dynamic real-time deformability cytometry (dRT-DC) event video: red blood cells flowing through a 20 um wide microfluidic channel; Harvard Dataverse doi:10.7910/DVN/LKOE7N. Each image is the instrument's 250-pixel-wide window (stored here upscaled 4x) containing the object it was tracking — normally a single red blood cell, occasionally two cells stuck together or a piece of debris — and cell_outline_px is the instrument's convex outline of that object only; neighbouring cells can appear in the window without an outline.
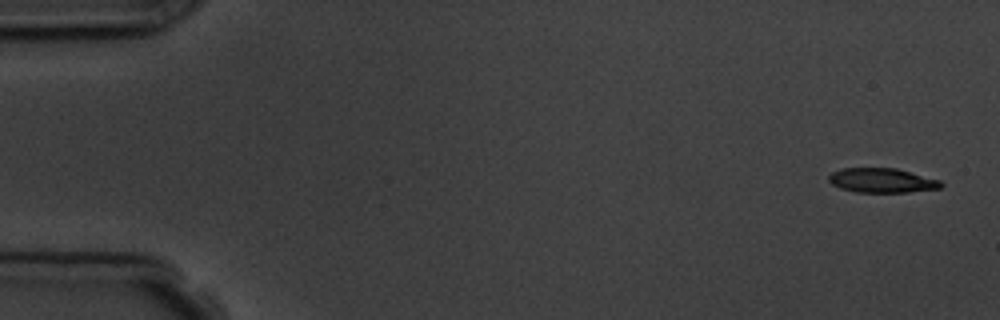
{"species": "common noctule bat (a hibernating species)", "species_latin": "Nyctalus noctula", "temperature_condition": "room temperature", "stored_images_in_passage": 5, "camera_frame_rate_fps": 3000, "um_per_image_px": 0.085, "animal": {"sex": "male", "body_mass_g": 19.5, "forearm_length_mm": 54.6}, "frame": {"image": 1, "passage_image": 1, "time_ms": 0.0, "image_size_px": [1000, 320], "cell_outline_px": [[944, 184], [940, 188], [908, 192], [856, 192], [840, 188], [832, 184], [828, 180], [828, 176], [832, 172], [844, 168], [896, 168], [940, 180]], "centroid_in_image_um": [74.96, 15.34], "position_along_channel_um": 10.0, "area_um2": 15.95}}
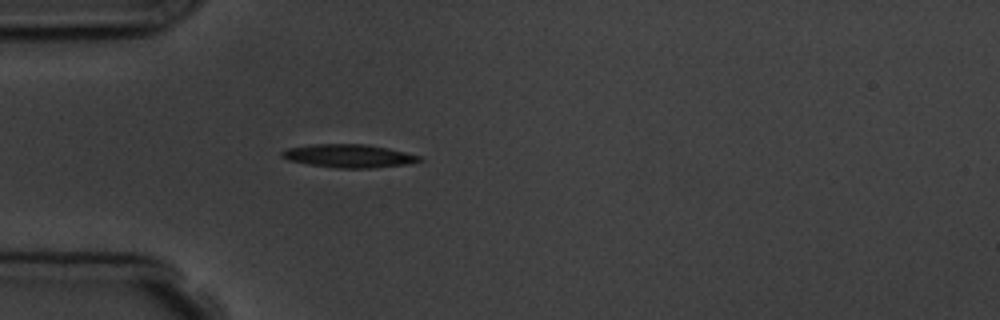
{"frame": {"image": 2, "passage_image": 5, "time_ms": 4.667, "image_size_px": [1000, 320], "cell_outline_px": [[420, 160], [404, 164], [372, 168], [340, 168], [308, 164], [288, 160], [280, 156], [280, 152], [288, 148], [312, 144], [364, 144], [388, 148], [420, 156]], "centroid_in_image_um": [29.57, 13.25], "position_along_channel_um": 55.4, "area_um2": 18.32}}